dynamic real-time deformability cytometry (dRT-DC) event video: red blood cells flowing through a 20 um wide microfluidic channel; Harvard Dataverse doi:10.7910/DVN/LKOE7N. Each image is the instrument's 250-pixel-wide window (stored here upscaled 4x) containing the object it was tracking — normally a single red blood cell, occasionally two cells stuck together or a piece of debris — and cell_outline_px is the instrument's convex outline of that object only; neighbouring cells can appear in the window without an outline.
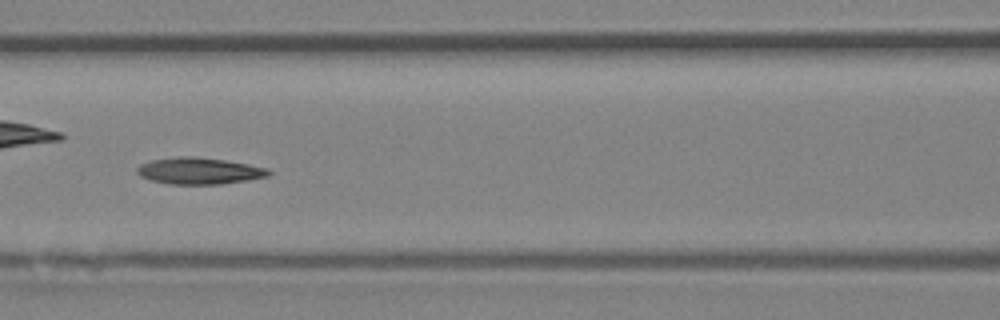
{"species": "Egyptian fruit bat (a non-hibernating species)", "species_latin": "Rousettus aegyptiacus", "temperature_condition": "room temperature", "stored_images_in_passage": 44, "camera_frame_rate_fps": 3000, "um_per_image_px": 0.085, "animal": {"sex": "female"}, "frame": {"image": 1, "passage_image": 19, "time_ms": 6.0, "image_size_px": [1000, 320], "cell_outline_px": [[272, 172], [268, 176], [248, 180], [220, 184], [168, 184], [152, 180], [140, 176], [136, 172], [136, 168], [140, 164], [152, 160], [176, 156], [192, 156], [224, 160], [248, 164], [268, 168]], "centroid_in_image_um": [16.92, 14.52], "position_along_channel_um": 149.7, "area_um2": 20.4}, "authors_computed_cell_mechanics": {"area_um2": 20.23, "velocity_mm_per_s": 4.5093, "shape_relaxation_time_tau1_ms": null, "shape_relaxation_time_tau2_ms": 6.6351, "deformation_change_tau1": null, "deformation_change_tau2": 0.1534}}